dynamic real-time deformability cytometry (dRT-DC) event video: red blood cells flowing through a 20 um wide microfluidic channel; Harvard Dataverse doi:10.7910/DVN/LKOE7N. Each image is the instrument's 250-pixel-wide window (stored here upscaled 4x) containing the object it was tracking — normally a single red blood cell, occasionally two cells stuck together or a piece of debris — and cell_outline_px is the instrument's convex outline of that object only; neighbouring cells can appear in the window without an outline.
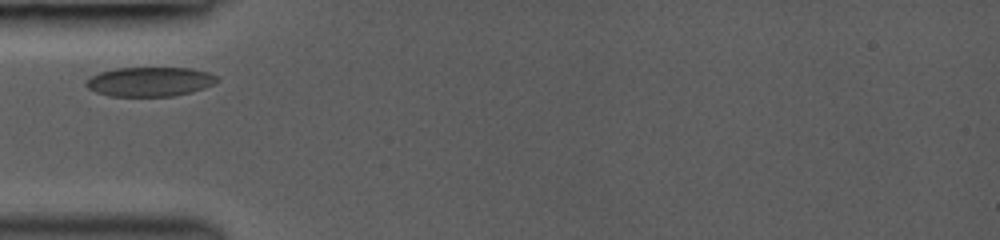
{"species": "common noctule bat (a hibernating species)", "species_latin": "Nyctalus noctula", "temperature_condition": "room temperature", "stored_images_in_passage": 1, "camera_frame_rate_fps": 3000, "um_per_image_px": 0.085, "animal": {"sex": "female", "body_mass_g": 19.0, "forearm_length_mm": 53.3}, "frame": {"image": 1, "passage_image": 1, "time_ms": 0.0, "image_size_px": [1000, 240], "cell_outline_px": [[220, 80], [204, 88], [192, 92], [172, 96], [108, 96], [96, 92], [88, 88], [84, 84], [84, 80], [100, 72], [116, 68], [188, 68], [208, 72], [216, 76]], "centroid_in_image_um": [12.71, 6.94], "position_along_channel_um": 72.3, "area_um2": 22.43}}